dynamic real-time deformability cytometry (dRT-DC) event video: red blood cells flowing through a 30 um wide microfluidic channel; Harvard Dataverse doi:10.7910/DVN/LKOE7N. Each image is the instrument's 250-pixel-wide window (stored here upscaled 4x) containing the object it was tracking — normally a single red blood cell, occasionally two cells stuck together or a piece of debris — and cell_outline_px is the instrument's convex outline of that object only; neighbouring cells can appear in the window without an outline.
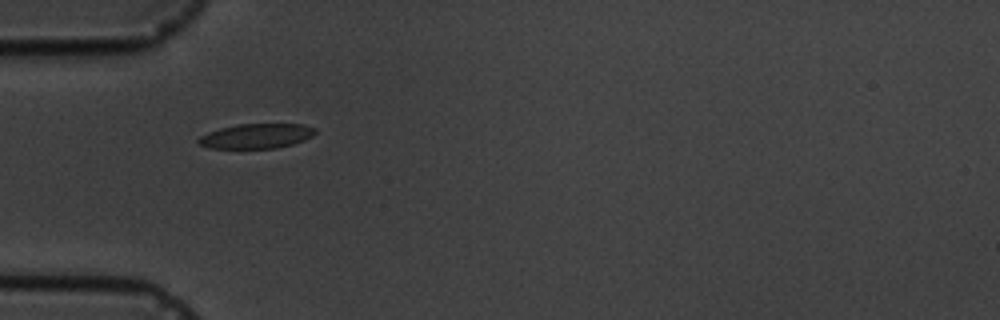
{"species": "common noctule bat (a hibernating species)", "species_latin": "Nyctalus noctula", "temperature_condition": "cold", "stored_images_in_passage": 3, "camera_frame_rate_fps": 3000, "um_per_image_px": 0.085, "animal": {"sex": "male", "body_mass_g": 19.5, "forearm_length_mm": 54.6}, "frame": {"image": 1, "passage_image": 2, "time_ms": 1.333, "image_size_px": [1000, 320], "cell_outline_px": [[316, 132], [312, 136], [304, 140], [292, 144], [276, 148], [208, 148], [200, 144], [196, 140], [200, 136], [208, 132], [220, 128], [236, 124], [304, 124], [316, 128]], "centroid_in_image_um": [21.79, 11.56], "position_along_channel_um": 63.2, "area_um2": 16.88}}
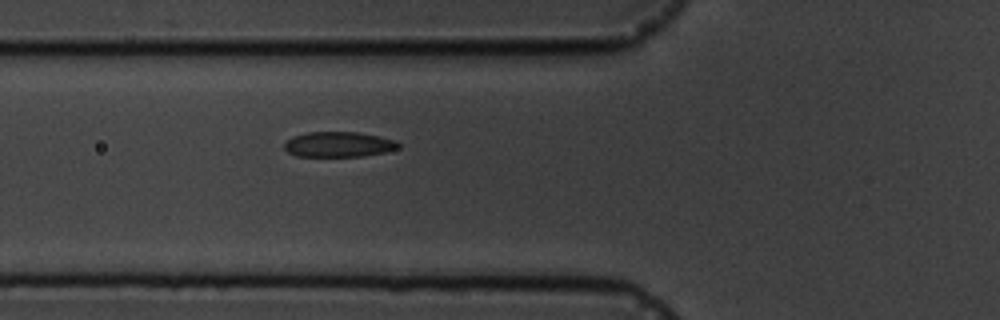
{"frame": {"image": 2, "passage_image": 3, "time_ms": 2.333, "image_size_px": [1000, 320], "cell_outline_px": [[400, 148], [384, 152], [364, 156], [296, 156], [288, 152], [284, 148], [284, 140], [292, 136], [308, 132], [356, 132], [380, 136], [396, 140], [400, 144]], "centroid_in_image_um": [28.77, 12.27], "position_along_channel_um": 97.0, "area_um2": 16.94}}